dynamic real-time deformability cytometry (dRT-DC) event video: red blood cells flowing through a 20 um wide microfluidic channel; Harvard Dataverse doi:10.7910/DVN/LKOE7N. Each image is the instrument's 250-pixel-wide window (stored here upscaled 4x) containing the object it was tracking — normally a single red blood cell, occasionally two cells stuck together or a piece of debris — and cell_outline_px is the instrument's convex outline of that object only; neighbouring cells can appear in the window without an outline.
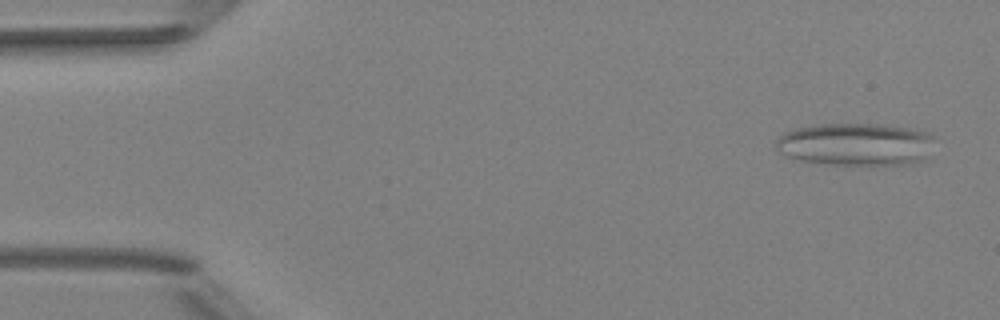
{"species": "Egyptian fruit bat (a non-hibernating species)", "species_latin": "Rousettus aegyptiacus", "temperature_condition": "room temperature", "stored_images_in_passage": 6, "camera_frame_rate_fps": 3000, "um_per_image_px": 0.085, "animal": {"sex": "female"}, "frame": {"image": 1, "passage_image": 1, "time_ms": 0.0, "image_size_px": [1000, 320], "cell_outline_px": [[932, 136], [924, 160], [908, 164], [836, 164], [800, 160], [784, 156], [776, 148], [776, 140], [784, 132], [796, 128], [820, 124], [876, 124], [912, 128], [928, 132]], "centroid_in_image_um": [72.68, 12.25], "position_along_channel_um": 12.3, "area_um2": 38.96}}
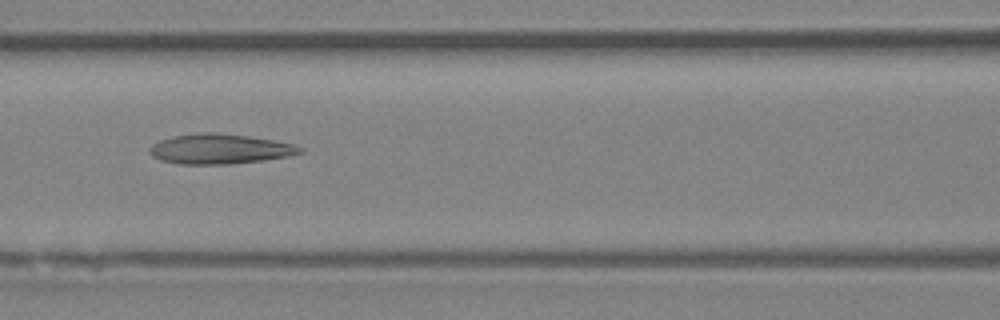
{"frame": {"image": 2, "passage_image": 6, "time_ms": 6.333, "image_size_px": [1000, 320], "cell_outline_px": [[304, 152], [288, 156], [264, 160], [232, 164], [180, 164], [160, 160], [152, 156], [148, 152], [148, 148], [152, 144], [160, 140], [172, 136], [200, 132], [216, 132], [248, 136], [272, 140], [292, 144], [304, 148]], "centroid_in_image_um": [18.65, 12.66], "position_along_channel_um": 148.0, "area_um2": 26.41}}